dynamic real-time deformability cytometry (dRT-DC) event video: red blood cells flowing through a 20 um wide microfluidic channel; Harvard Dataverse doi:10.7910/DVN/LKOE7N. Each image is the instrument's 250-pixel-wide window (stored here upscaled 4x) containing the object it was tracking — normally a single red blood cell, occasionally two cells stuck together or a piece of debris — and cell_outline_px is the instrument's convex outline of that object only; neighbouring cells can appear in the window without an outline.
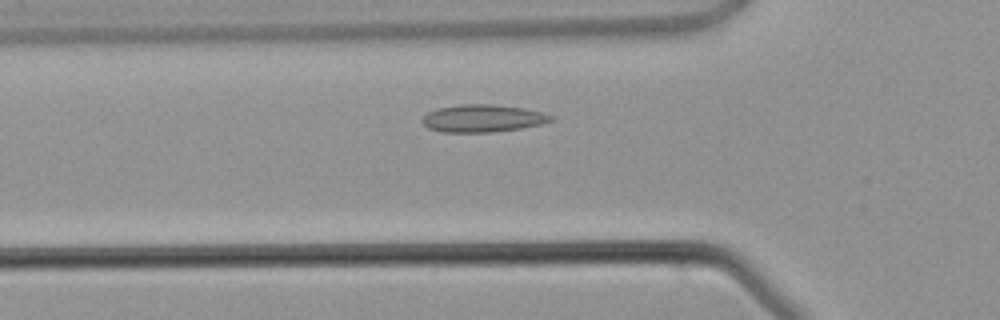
{"species": "common noctule bat (a hibernating species)", "species_latin": "Nyctalus noctula", "temperature_condition": "warm", "stored_images_in_passage": 3, "camera_frame_rate_fps": 3000, "um_per_image_px": 0.085, "animal": {"sex": "male", "body_mass_g": 21.5, "forearm_length_mm": 52.0}, "frame": {"image": 1, "passage_image": 3, "time_ms": 3.333, "image_size_px": [1000, 320], "cell_outline_px": [[556, 120], [540, 124], [520, 128], [492, 132], [444, 132], [428, 128], [420, 120], [428, 112], [436, 108], [460, 104], [492, 104], [524, 108], [556, 116]], "centroid_in_image_um": [41.04, 10.05], "position_along_channel_um": 84.8, "area_um2": 20.69}}